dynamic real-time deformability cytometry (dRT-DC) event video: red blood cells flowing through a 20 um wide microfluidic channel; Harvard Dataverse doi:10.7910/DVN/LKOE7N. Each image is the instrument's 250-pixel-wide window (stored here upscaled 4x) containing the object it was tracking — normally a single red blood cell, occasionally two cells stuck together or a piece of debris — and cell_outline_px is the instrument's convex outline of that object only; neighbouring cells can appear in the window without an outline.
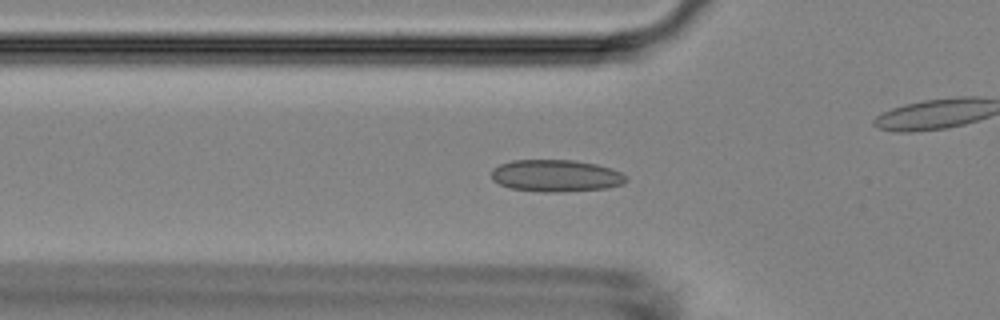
{"species": "Egyptian fruit bat (a non-hibernating species)", "species_latin": "Rousettus aegyptiacus", "temperature_condition": "room temperature", "stored_images_in_passage": 54, "camera_frame_rate_fps": 3000, "um_per_image_px": 0.085, "animal": {"sex": "female"}, "frame": {"image": 1, "passage_image": 17, "time_ms": 5.333, "image_size_px": [1000, 320], "cell_outline_px": [[628, 180], [624, 184], [608, 188], [560, 192], [540, 192], [512, 188], [500, 184], [492, 180], [492, 168], [500, 164], [512, 160], [572, 160], [596, 164], [612, 168], [628, 176]], "centroid_in_image_um": [47.29, 14.94], "position_along_channel_um": 78.5, "area_um2": 25.32}}
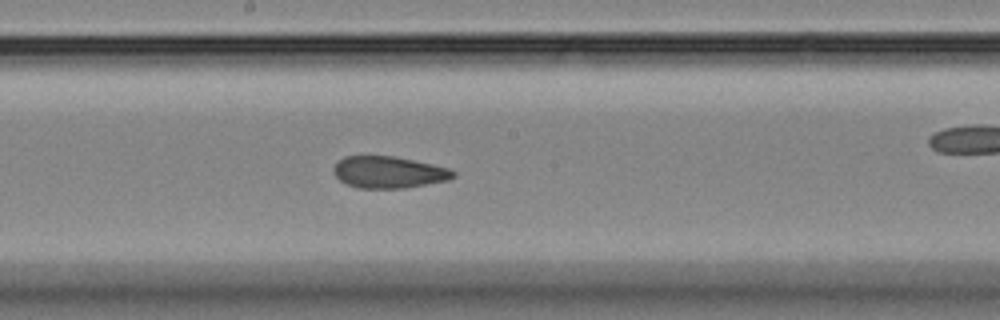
{"frame": {"image": 2, "passage_image": 28, "time_ms": 9.0, "image_size_px": [1000, 320], "cell_outline_px": [[456, 176], [448, 180], [404, 188], [356, 188], [340, 180], [332, 172], [332, 168], [344, 156], [392, 156], [432, 164], [448, 168], [456, 172]], "centroid_in_image_um": [33.03, 14.64], "position_along_channel_um": 215.2, "area_um2": 22.02}}
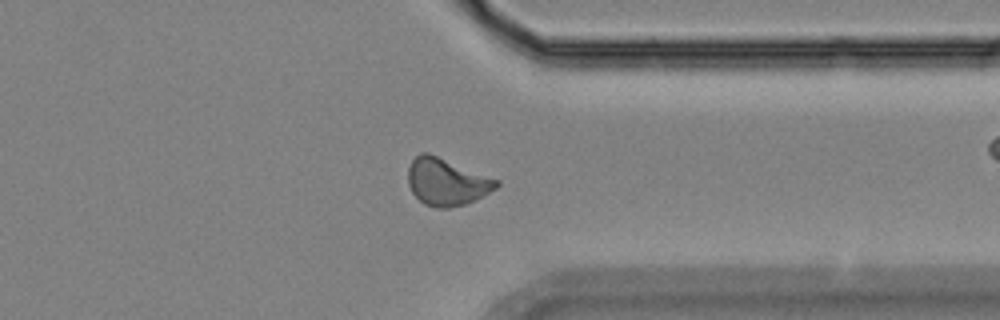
{"frame": {"image": 3, "passage_image": 41, "time_ms": 13.333, "image_size_px": [1000, 320], "cell_outline_px": [[500, 184], [496, 188], [476, 200], [464, 204], [448, 208], [440, 208], [424, 204], [412, 192], [408, 184], [408, 168], [412, 160], [420, 152], [428, 152], [500, 180]], "centroid_in_image_um": [37.97, 15.45], "position_along_channel_um": 373.4, "area_um2": 24.28}, "authors_computed_cell_mechanics": {"area_um2": 22.9466, "velocity_mm_per_s": 3.6952, "shape_relaxation_time_tau1_ms": null, "shape_relaxation_time_tau2_ms": 2.2985, "deformation_change_tau1": null, "deformation_change_tau2": 0.0776}}